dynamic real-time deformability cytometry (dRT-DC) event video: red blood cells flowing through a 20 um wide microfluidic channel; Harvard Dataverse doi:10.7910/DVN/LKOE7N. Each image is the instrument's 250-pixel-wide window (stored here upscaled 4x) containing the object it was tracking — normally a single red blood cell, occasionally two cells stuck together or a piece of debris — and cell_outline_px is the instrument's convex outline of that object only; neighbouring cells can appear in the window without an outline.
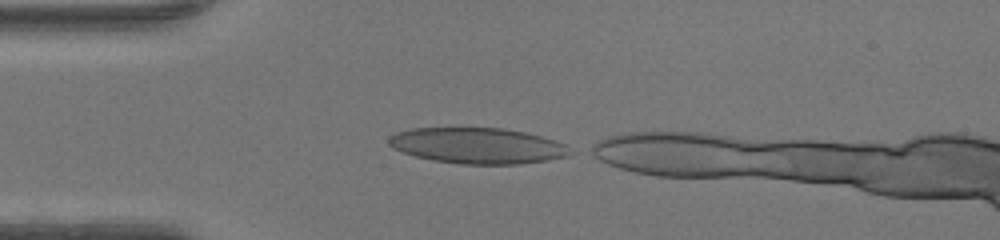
{"species": "human", "species_latin": "Homo sapiens", "temperature_condition": "warm", "stored_images_in_passage": 7, "camera_frame_rate_fps": 3000, "um_per_image_px": 0.085, "donor": {"sex": "female"}, "frame": {"image": 1, "passage_image": 1, "time_ms": 0.0, "image_size_px": [1000, 240], "cell_outline_px": [[576, 152], [568, 156], [548, 160], [520, 164], [460, 164], [432, 160], [416, 156], [392, 148], [388, 144], [388, 136], [396, 132], [412, 128], [500, 128], [524, 132], [556, 140], [568, 144]], "centroid_in_image_um": [40.64, 12.39], "position_along_channel_um": 44.4, "area_um2": 38.21}}
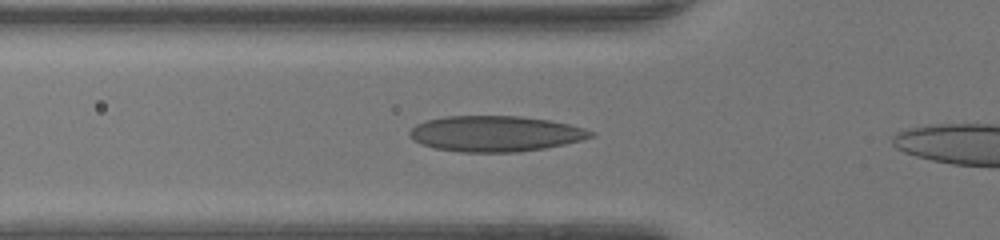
{"frame": {"image": 2, "passage_image": 5, "time_ms": 1.333, "image_size_px": [1000, 240], "cell_outline_px": [[596, 136], [564, 144], [544, 148], [516, 152], [460, 152], [436, 148], [420, 144], [412, 140], [408, 136], [408, 132], [416, 124], [424, 120], [444, 116], [520, 116], [548, 120], [568, 124], [584, 128], [596, 132]], "centroid_in_image_um": [42.07, 11.36], "position_along_channel_um": 83.7, "area_um2": 37.86}}